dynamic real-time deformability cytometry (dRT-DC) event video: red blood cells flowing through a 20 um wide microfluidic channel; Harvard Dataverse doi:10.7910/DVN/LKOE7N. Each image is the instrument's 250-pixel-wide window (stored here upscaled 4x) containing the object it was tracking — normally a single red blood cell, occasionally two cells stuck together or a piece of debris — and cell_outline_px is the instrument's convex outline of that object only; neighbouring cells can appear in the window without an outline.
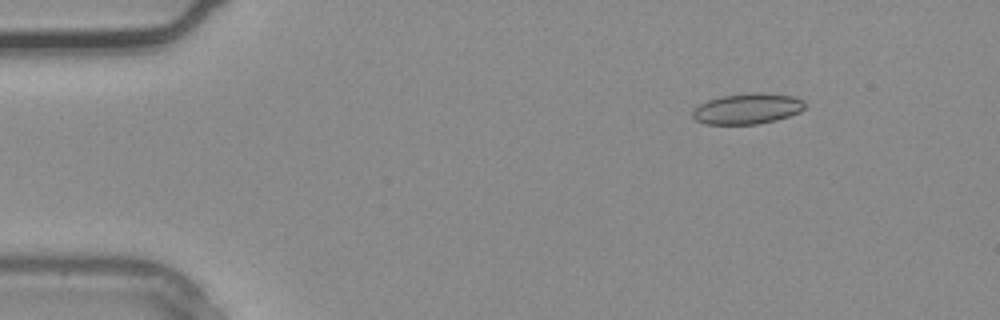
{"species": "common noctule bat (a hibernating species)", "species_latin": "Nyctalus noctula", "temperature_condition": "warm", "stored_images_in_passage": 4, "camera_frame_rate_fps": 3000, "um_per_image_px": 0.085, "animal": {"sex": "male", "body_mass_g": 20.4}, "frame": {"image": 1, "passage_image": 2, "time_ms": 0.333, "image_size_px": [1000, 320], "cell_outline_px": [[804, 108], [800, 112], [776, 120], [760, 124], [704, 124], [696, 120], [692, 116], [692, 112], [700, 104], [708, 100], [724, 96], [792, 96], [804, 100]], "centroid_in_image_um": [63.49, 9.31], "position_along_channel_um": 21.5, "area_um2": 18.9}}
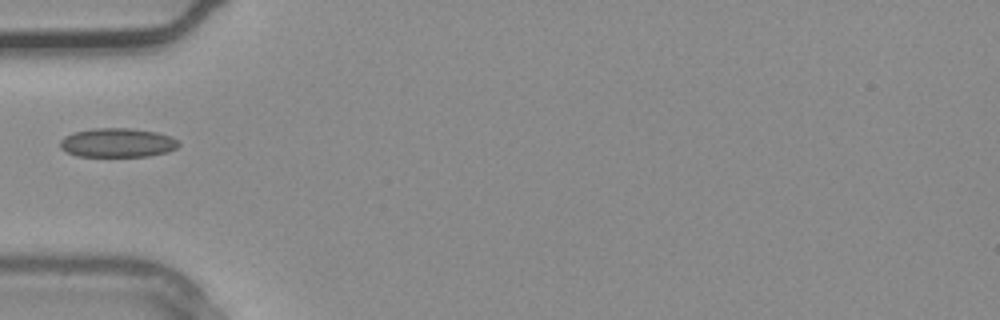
{"frame": {"image": 2, "passage_image": 4, "time_ms": 1.0, "image_size_px": [1000, 320], "cell_outline_px": [[180, 144], [176, 148], [168, 152], [148, 156], [76, 156], [60, 148], [60, 140], [64, 136], [72, 132], [96, 128], [128, 128], [156, 132], [172, 136]], "centroid_in_image_um": [9.97, 12.13], "position_along_channel_um": 75.0, "area_um2": 20.11}}